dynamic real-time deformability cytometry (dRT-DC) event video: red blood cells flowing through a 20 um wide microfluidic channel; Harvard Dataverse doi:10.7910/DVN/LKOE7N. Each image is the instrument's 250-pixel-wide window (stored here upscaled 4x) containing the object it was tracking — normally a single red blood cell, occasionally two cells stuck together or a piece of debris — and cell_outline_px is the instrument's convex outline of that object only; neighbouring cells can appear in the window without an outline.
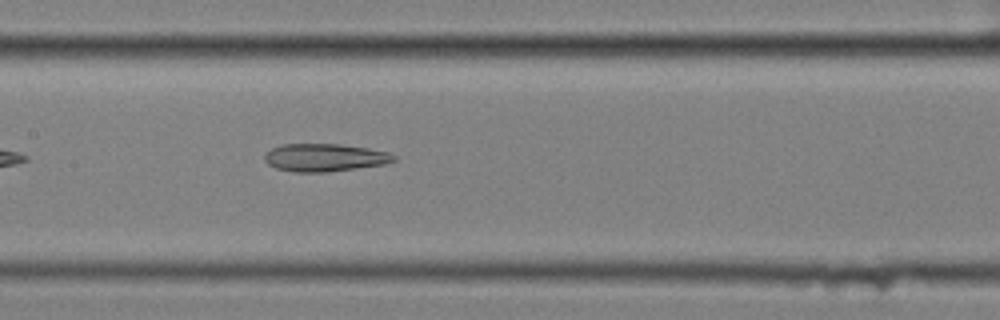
{"species": "common noctule bat (a hibernating species)", "species_latin": "Nyctalus noctula", "temperature_condition": "cold", "stored_images_in_passage": 39, "camera_frame_rate_fps": 3000, "um_per_image_px": 0.085, "animal": {"sex": "female", "body_mass_g": 25.1}, "frame": {"image": 1, "passage_image": 10, "time_ms": 3.0, "image_size_px": [1000, 320], "cell_outline_px": [[396, 160], [384, 164], [328, 172], [292, 172], [276, 168], [268, 164], [264, 160], [264, 156], [272, 148], [280, 144], [340, 144], [368, 148], [388, 152], [396, 156]], "centroid_in_image_um": [27.59, 13.39], "position_along_channel_um": 179.8, "area_um2": 20.92}}
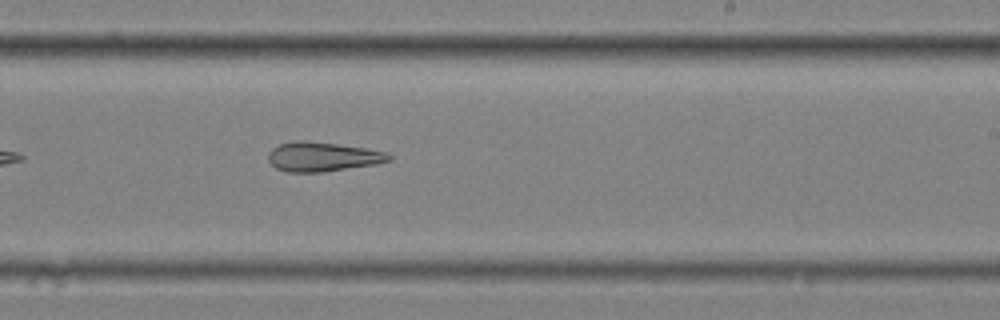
{"frame": {"image": 2, "passage_image": 17, "time_ms": 5.333, "image_size_px": [1000, 320], "cell_outline_px": [[392, 160], [376, 164], [320, 172], [288, 172], [276, 168], [268, 160], [268, 152], [272, 148], [280, 144], [296, 140], [304, 140], [368, 148], [388, 152], [392, 156]], "centroid_in_image_um": [27.43, 13.31], "position_along_channel_um": 261.6, "area_um2": 20.69}}
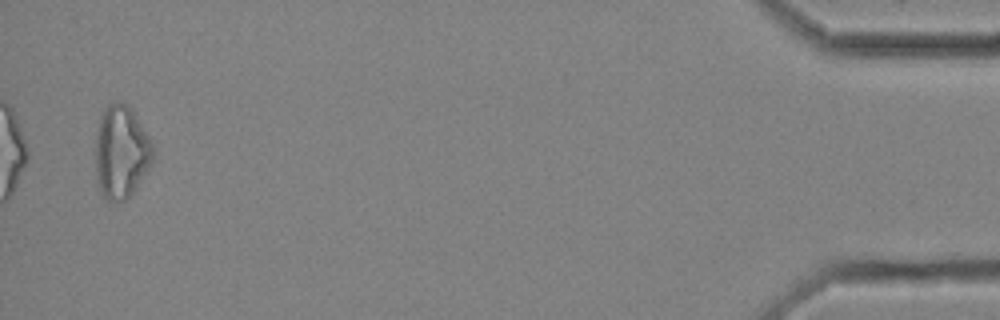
{"frame": {"image": 3, "passage_image": 38, "time_ms": 12.333, "image_size_px": [1000, 320], "cell_outline_px": [[156, 152], [148, 168], [132, 192], [124, 200], [108, 200], [100, 192], [96, 176], [92, 148], [100, 116], [104, 108], [108, 104], [116, 100], [120, 100], [132, 112], [148, 136]], "centroid_in_image_um": [10.23, 12.9], "position_along_channel_um": 425.0, "area_um2": 31.27}}